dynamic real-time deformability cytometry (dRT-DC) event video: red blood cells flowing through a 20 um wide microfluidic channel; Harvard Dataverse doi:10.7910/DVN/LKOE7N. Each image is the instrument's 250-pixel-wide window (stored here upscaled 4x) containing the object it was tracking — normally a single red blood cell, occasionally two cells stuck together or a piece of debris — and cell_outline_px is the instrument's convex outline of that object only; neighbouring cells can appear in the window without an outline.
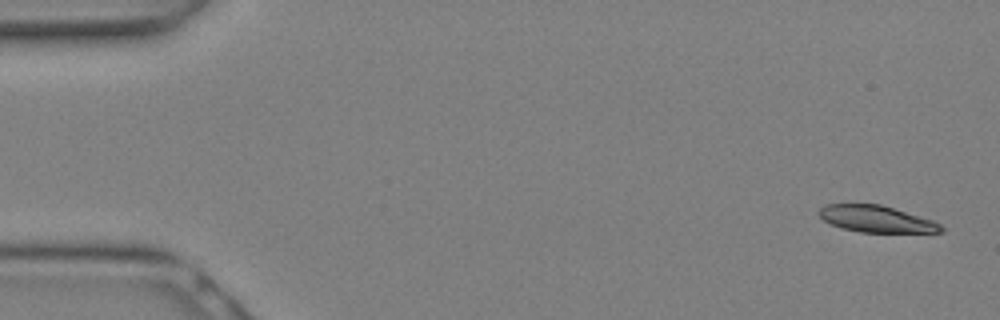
{"species": "Egyptian fruit bat (a non-hibernating species)", "species_latin": "Rousettus aegyptiacus", "temperature_condition": "warm", "stored_images_in_passage": 11, "camera_frame_rate_fps": 3000, "um_per_image_px": 0.085, "animal": {"sex": "female"}, "frame": {"image": 1, "passage_image": 1, "time_ms": 0.0, "image_size_px": [1000, 320], "cell_outline_px": [[944, 232], [860, 232], [840, 228], [824, 220], [820, 216], [820, 208], [824, 204], [880, 204], [932, 220], [940, 224], [944, 228]], "centroid_in_image_um": [74.48, 18.61], "position_along_channel_um": 10.5, "area_um2": 18.73}}
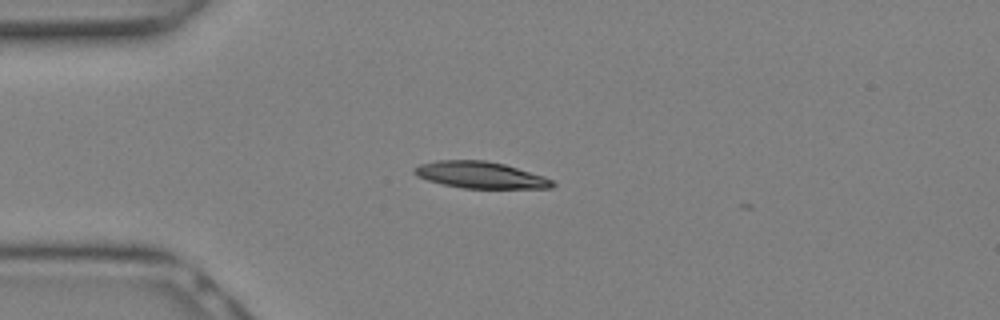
{"frame": {"image": 2, "passage_image": 7, "time_ms": 2.0, "image_size_px": [1000, 320], "cell_outline_px": [[556, 184], [552, 188], [464, 188], [444, 184], [428, 180], [416, 176], [412, 172], [412, 168], [420, 164], [436, 160], [484, 160], [504, 164], [544, 176], [552, 180]], "centroid_in_image_um": [40.81, 14.87], "position_along_channel_um": 44.2, "area_um2": 21.39}}
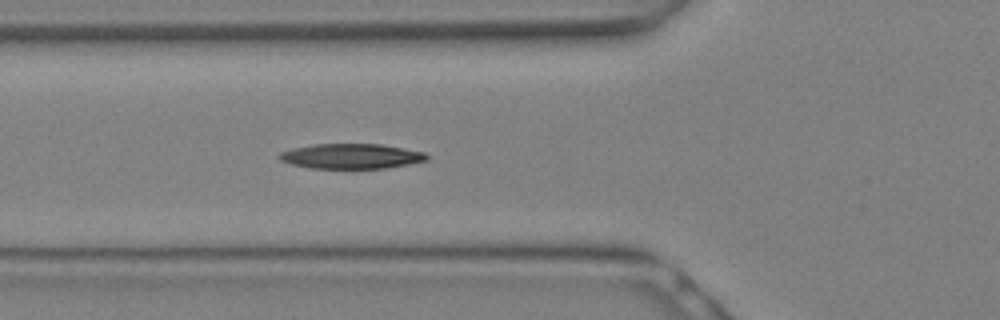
{"frame": {"image": 3, "passage_image": 10, "time_ms": 3.0, "image_size_px": [1000, 320], "cell_outline_px": [[428, 160], [408, 164], [384, 168], [312, 168], [292, 164], [280, 160], [276, 156], [280, 152], [292, 148], [312, 144], [380, 144], [404, 148], [424, 152], [428, 156]], "centroid_in_image_um": [29.83, 13.27], "position_along_channel_um": 96.0, "area_um2": 21.44}}